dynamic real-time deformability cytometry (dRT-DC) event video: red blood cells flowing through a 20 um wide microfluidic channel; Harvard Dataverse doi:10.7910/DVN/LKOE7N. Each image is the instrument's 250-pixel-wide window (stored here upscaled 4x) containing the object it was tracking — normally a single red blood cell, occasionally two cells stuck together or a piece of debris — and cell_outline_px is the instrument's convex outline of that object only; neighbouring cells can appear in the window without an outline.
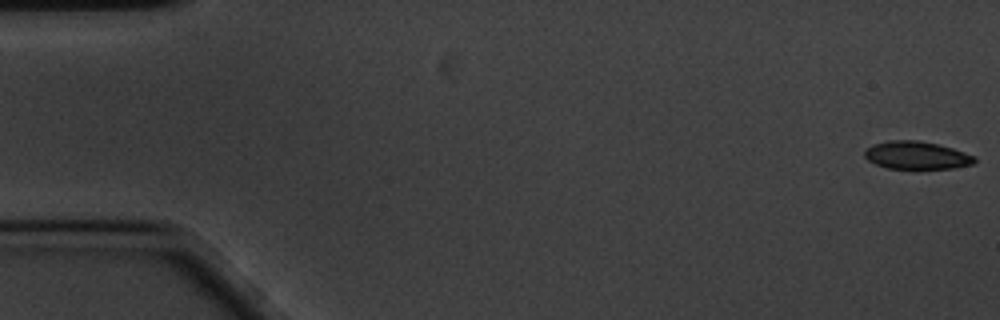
{"species": "common noctule bat (a hibernating species)", "species_latin": "Nyctalus noctula", "temperature_condition": "cold", "stored_images_in_passage": 16, "camera_frame_rate_fps": 3000, "um_per_image_px": 0.085, "animal": {"sex": "male", "body_mass_g": 20.1, "forearm_length_mm": 53.5}, "frame": {"image": 1, "passage_image": 1, "time_ms": 0.0, "image_size_px": [1000, 320], "cell_outline_px": [[976, 160], [972, 164], [952, 168], [888, 168], [876, 164], [868, 160], [864, 156], [864, 152], [872, 144], [888, 140], [916, 140], [936, 144], [952, 148], [976, 156]], "centroid_in_image_um": [77.9, 13.19], "position_along_channel_um": 7.1, "area_um2": 17.63}}
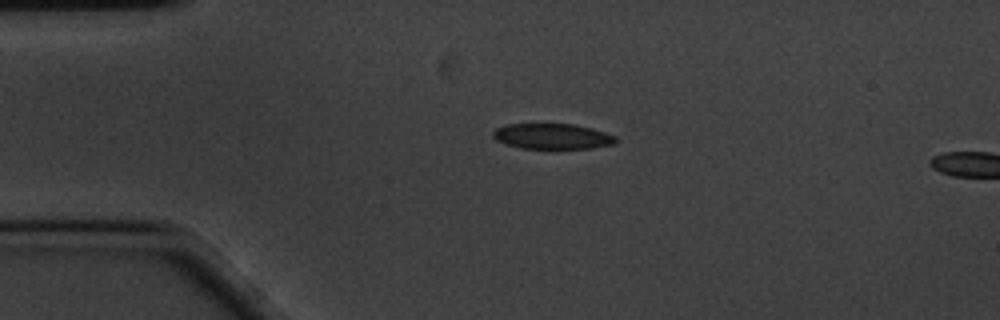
{"frame": {"image": 2, "passage_image": 13, "time_ms": 4.0, "image_size_px": [1000, 320], "cell_outline_px": [[616, 144], [592, 148], [520, 148], [496, 140], [492, 136], [492, 132], [496, 128], [508, 124], [572, 124], [592, 128], [616, 136]], "centroid_in_image_um": [46.96, 11.58], "position_along_channel_um": 38.0, "area_um2": 18.15}}